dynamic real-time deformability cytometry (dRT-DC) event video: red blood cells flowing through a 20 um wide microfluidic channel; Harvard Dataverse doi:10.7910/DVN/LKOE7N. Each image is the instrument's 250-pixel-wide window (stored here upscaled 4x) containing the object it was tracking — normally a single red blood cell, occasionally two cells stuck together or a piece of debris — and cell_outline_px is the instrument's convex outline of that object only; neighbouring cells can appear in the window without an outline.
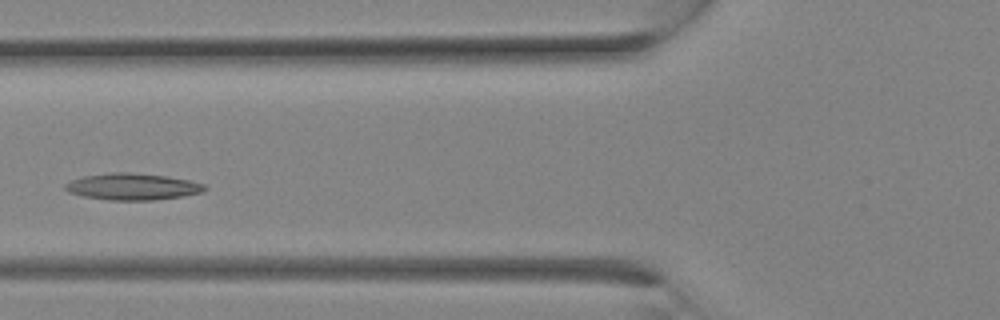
{"species": "Egyptian fruit bat (a non-hibernating species)", "species_latin": "Rousettus aegyptiacus", "temperature_condition": "room temperature", "stored_images_in_passage": 11, "camera_frame_rate_fps": 3000, "um_per_image_px": 0.085, "animal": {"sex": "female"}, "frame": {"image": 1, "passage_image": 10, "time_ms": 3.0, "image_size_px": [1000, 320], "cell_outline_px": [[208, 188], [200, 192], [184, 196], [152, 200], [108, 200], [84, 196], [68, 192], [64, 188], [64, 184], [72, 180], [84, 176], [112, 172], [128, 172], [164, 176], [188, 180], [204, 184]], "centroid_in_image_um": [11.24, 15.87], "position_along_channel_um": 114.6, "area_um2": 21.44}}